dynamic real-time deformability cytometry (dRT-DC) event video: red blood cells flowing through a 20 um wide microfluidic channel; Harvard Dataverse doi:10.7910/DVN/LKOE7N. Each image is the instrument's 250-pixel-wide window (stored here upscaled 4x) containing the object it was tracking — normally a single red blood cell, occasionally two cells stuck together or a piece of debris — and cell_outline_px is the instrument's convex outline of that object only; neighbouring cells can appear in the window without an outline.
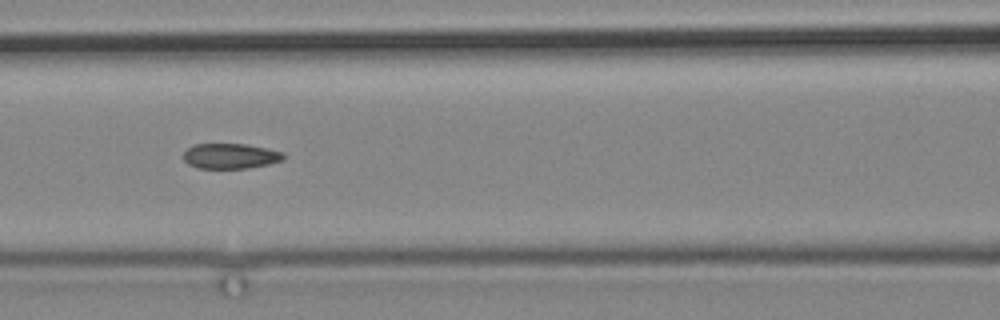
{"species": "common noctule bat (a hibernating species)", "species_latin": "Nyctalus noctula", "temperature_condition": "cold", "stored_images_in_passage": 3, "camera_frame_rate_fps": 3000, "um_per_image_px": 0.085, "animal": {"sex": "male", "body_mass_g": 19.2, "forearm_length_mm": 51.8}, "frame": {"image": 1, "passage_image": 3, "time_ms": 2.333, "image_size_px": [1000, 320], "cell_outline_px": [[284, 160], [268, 164], [244, 168], [196, 168], [188, 164], [184, 160], [184, 152], [192, 144], [244, 144], [284, 152]], "centroid_in_image_um": [19.56, 13.26], "position_along_channel_um": 147.0, "area_um2": 14.62}}